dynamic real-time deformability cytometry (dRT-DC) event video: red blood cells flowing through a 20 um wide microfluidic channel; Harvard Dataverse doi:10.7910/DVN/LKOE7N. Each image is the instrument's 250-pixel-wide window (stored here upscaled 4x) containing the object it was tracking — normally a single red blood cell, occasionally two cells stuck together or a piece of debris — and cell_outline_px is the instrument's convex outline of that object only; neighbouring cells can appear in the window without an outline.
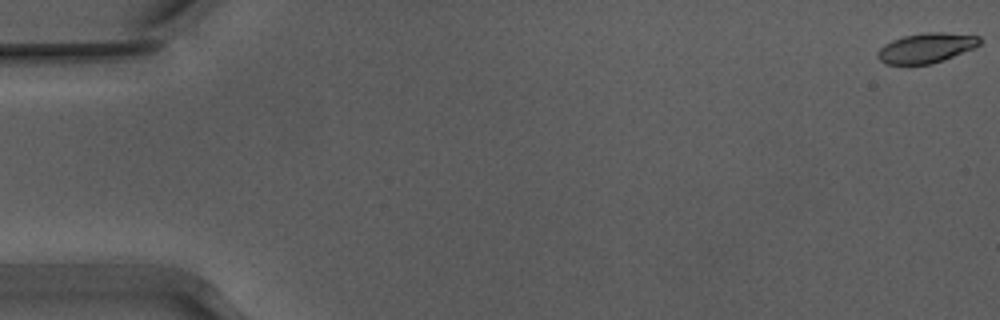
{"species": "Egyptian fruit bat (a non-hibernating species)", "species_latin": "Rousettus aegyptiacus", "temperature_condition": "warm", "stored_images_in_passage": 11, "camera_frame_rate_fps": 3000, "um_per_image_px": 0.085, "animal": {"sex": "male"}, "frame": {"image": 1, "passage_image": 1, "time_ms": 0.0, "image_size_px": [1000, 320], "cell_outline_px": [[980, 44], [976, 48], [944, 60], [932, 64], [884, 64], [876, 56], [880, 48], [884, 44], [892, 40], [904, 36], [924, 32], [944, 32], [980, 36]], "centroid_in_image_um": [78.75, 4.07], "position_along_channel_um": 6.2, "area_um2": 17.92}}